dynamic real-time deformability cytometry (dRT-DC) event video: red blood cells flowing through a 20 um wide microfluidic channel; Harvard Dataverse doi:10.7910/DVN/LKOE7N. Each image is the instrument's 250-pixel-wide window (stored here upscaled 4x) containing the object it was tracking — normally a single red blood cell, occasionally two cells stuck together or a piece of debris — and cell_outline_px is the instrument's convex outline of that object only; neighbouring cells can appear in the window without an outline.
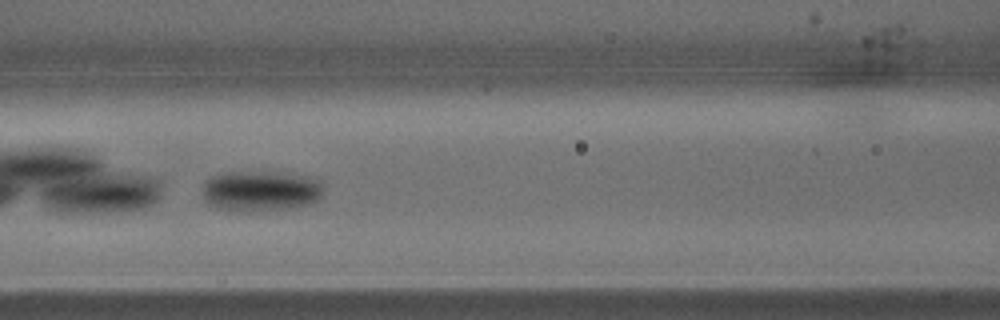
{"species": "common noctule bat (a hibernating species)", "species_latin": "Nyctalus noctula", "temperature_condition": "warm", "stored_images_in_passage": 32, "camera_frame_rate_fps": 3000, "um_per_image_px": 0.085, "animal": {"sex": "male", "body_mass_g": 15.6}, "frame": {"image": 1, "passage_image": 14, "time_ms": 4.333, "image_size_px": [1000, 320], "cell_outline_px": [[320, 196], [316, 200], [308, 204], [288, 208], [220, 208], [208, 204], [204, 196], [204, 180], [212, 176], [224, 172], [264, 172], [308, 176], [320, 180]], "centroid_in_image_um": [22.13, 16.17], "position_along_channel_um": 144.5, "area_um2": 27.17}}
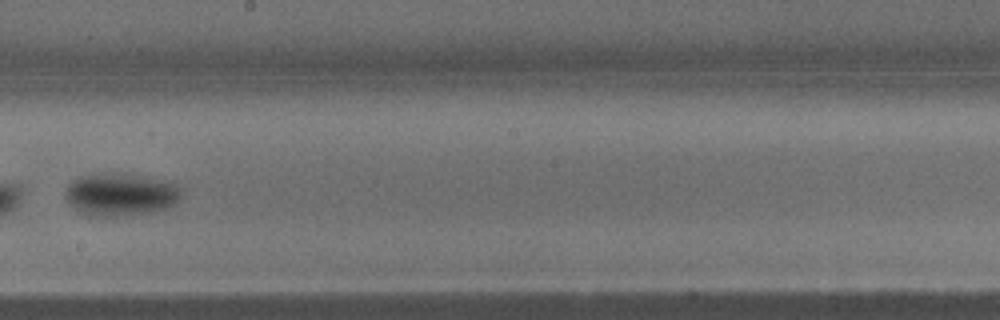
{"frame": {"image": 2, "passage_image": 19, "time_ms": 6.0, "image_size_px": [1000, 320], "cell_outline_px": [[180, 196], [168, 208], [152, 212], [124, 216], [92, 216], [76, 208], [64, 196], [64, 192], [68, 184], [72, 180], [80, 176], [132, 176], [156, 180], [176, 184], [180, 188]], "centroid_in_image_um": [10.22, 16.59], "position_along_channel_um": 238.0, "area_um2": 27.4}}